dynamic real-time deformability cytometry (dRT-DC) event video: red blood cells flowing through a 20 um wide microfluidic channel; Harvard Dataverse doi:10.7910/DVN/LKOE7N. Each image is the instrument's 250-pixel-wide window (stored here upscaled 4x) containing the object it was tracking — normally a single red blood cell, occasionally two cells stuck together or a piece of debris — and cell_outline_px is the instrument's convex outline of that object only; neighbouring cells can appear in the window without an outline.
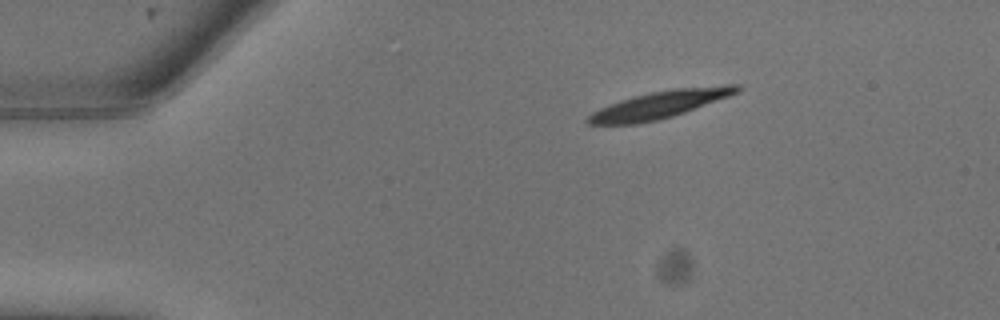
{"species": "common noctule bat (a hibernating species)", "species_latin": "Nyctalus noctula", "temperature_condition": "warm", "stored_images_in_passage": 13, "camera_frame_rate_fps": 3000, "um_per_image_px": 0.085, "animal": {"sex": "male", "body_mass_g": 13.3}, "frame": {"image": 1, "passage_image": 1, "time_ms": 0.0, "image_size_px": [1000, 320], "cell_outline_px": [[740, 92], [684, 112], [660, 120], [636, 124], [588, 124], [584, 120], [592, 112], [600, 108], [620, 100], [632, 96], [672, 88], [724, 84], [740, 84]], "centroid_in_image_um": [56.1, 8.87], "position_along_channel_um": 28.9, "area_um2": 23.87}}
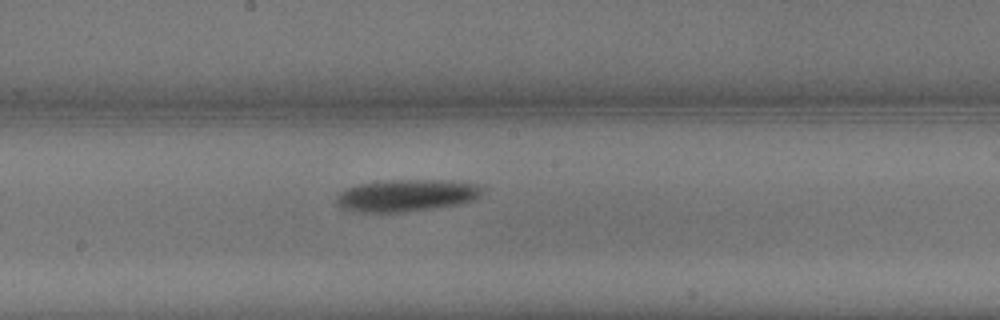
{"frame": {"image": 2, "passage_image": 10, "time_ms": 3.0, "image_size_px": [1000, 320], "cell_outline_px": [[484, 192], [476, 200], [460, 204], [436, 208], [404, 212], [348, 212], [340, 208], [336, 204], [336, 196], [340, 192], [356, 184], [388, 180], [460, 180], [484, 184]], "centroid_in_image_um": [34.62, 16.61], "position_along_channel_um": 213.6, "area_um2": 28.21}}
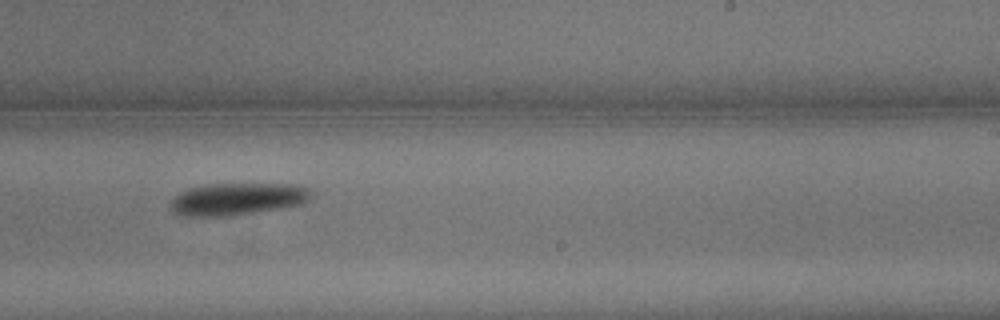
{"frame": {"image": 3, "passage_image": 12, "time_ms": 3.667, "image_size_px": [1000, 320], "cell_outline_px": [[312, 192], [308, 200], [300, 204], [280, 208], [228, 216], [188, 216], [176, 212], [172, 208], [172, 200], [180, 192], [188, 188], [208, 184], [300, 184], [312, 188]], "centroid_in_image_um": [20.25, 16.89], "position_along_channel_um": 268.8, "area_um2": 26.18}}